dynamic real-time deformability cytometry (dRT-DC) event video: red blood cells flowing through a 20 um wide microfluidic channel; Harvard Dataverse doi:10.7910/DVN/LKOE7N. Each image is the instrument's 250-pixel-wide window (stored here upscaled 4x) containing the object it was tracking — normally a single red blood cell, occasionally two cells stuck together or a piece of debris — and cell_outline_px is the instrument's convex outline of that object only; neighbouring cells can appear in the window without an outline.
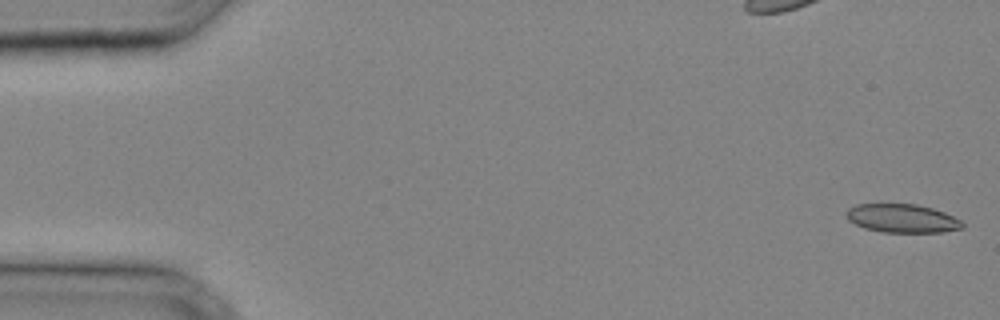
{"species": "common noctule bat (a hibernating species)", "species_latin": "Nyctalus noctula", "temperature_condition": "cold", "stored_images_in_passage": 33, "camera_frame_rate_fps": 3000, "um_per_image_px": 0.085, "animal": {"sex": "male", "body_mass_g": 20.4}, "frame": {"image": 1, "passage_image": 1, "time_ms": 0.0, "image_size_px": [1000, 320], "cell_outline_px": [[964, 228], [944, 232], [884, 232], [864, 228], [848, 220], [844, 212], [848, 208], [856, 204], [916, 204], [932, 208], [944, 212], [960, 220], [964, 224]], "centroid_in_image_um": [76.67, 18.56], "position_along_channel_um": 8.3, "area_um2": 19.36}}
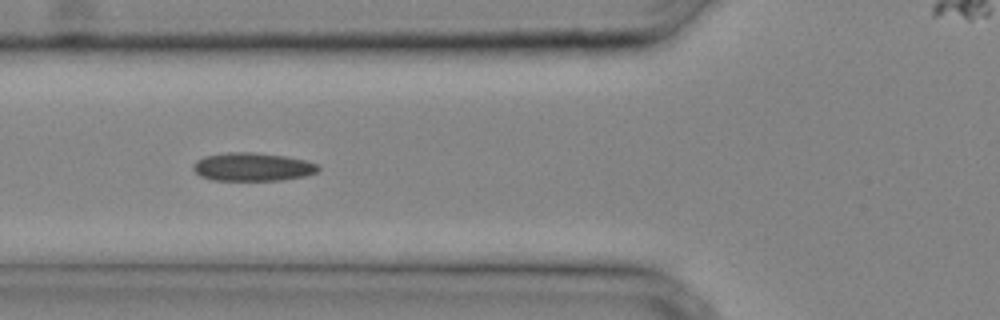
{"frame": {"image": 2, "passage_image": 13, "time_ms": 4.0, "image_size_px": [1000, 320], "cell_outline_px": [[320, 168], [316, 172], [304, 176], [280, 180], [216, 180], [200, 176], [192, 168], [192, 164], [196, 160], [204, 156], [224, 152], [252, 152], [288, 156], [320, 164]], "centroid_in_image_um": [21.46, 14.17], "position_along_channel_um": 104.3, "area_um2": 20.75}}
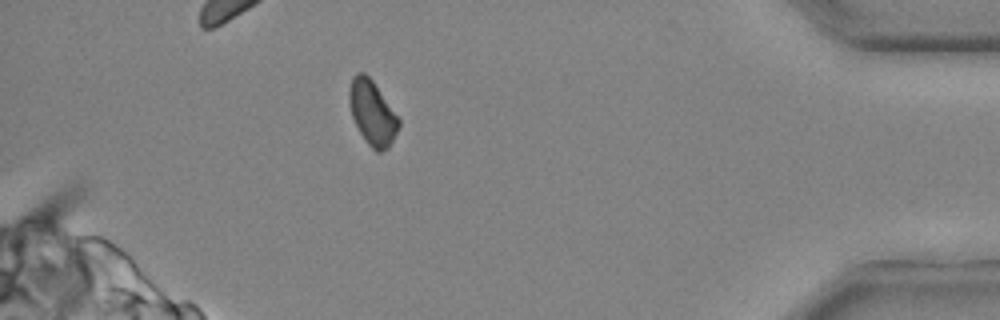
{"frame": {"image": 3, "passage_image": 31, "time_ms": 10.0, "image_size_px": [1000, 320], "cell_outline_px": [[400, 124], [388, 148], [380, 152], [376, 152], [368, 144], [360, 132], [352, 116], [348, 100], [348, 92], [352, 76], [356, 72], [364, 72], [372, 80], [400, 120]], "centroid_in_image_um": [31.62, 9.57], "position_along_channel_um": 403.6, "area_um2": 18.32}}